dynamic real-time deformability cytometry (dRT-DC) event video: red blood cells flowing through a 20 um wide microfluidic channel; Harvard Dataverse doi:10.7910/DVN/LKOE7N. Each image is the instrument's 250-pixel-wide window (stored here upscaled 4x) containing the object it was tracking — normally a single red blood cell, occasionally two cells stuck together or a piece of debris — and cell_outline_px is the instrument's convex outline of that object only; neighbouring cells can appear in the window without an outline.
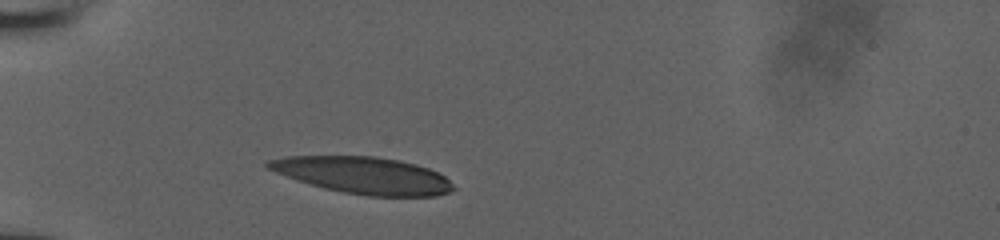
{"species": "human", "species_latin": "Homo sapiens", "temperature_condition": "room temperature", "stored_images_in_passage": 3, "camera_frame_rate_fps": 3000, "um_per_image_px": 0.085, "donor": {"sex": "male"}, "frame": {"image": 1, "passage_image": 3, "time_ms": 0.667, "image_size_px": [1000, 240], "cell_outline_px": [[456, 188], [452, 192], [436, 196], [368, 196], [344, 192], [324, 188], [264, 168], [264, 164], [268, 160], [288, 156], [376, 156], [400, 160], [416, 164], [428, 168], [444, 176]], "centroid_in_image_um": [30.91, 14.89], "position_along_channel_um": 54.1, "area_um2": 39.59}}